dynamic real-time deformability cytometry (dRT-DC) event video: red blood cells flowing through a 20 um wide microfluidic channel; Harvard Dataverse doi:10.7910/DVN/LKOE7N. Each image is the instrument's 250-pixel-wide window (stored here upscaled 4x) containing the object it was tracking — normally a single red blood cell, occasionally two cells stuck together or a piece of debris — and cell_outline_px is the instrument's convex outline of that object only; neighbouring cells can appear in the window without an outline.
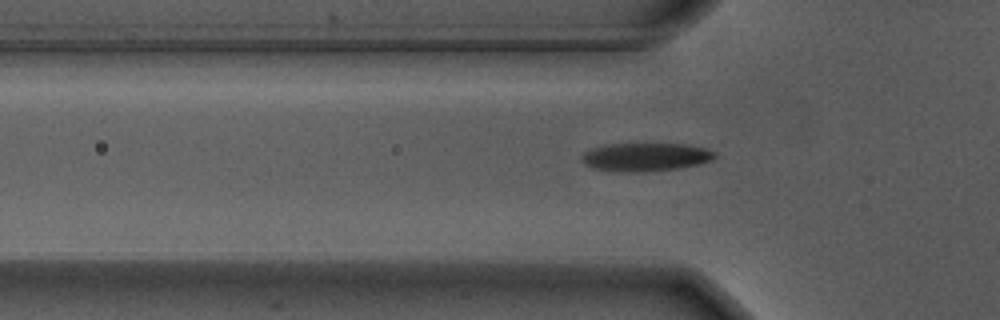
{"species": "Egyptian fruit bat (a non-hibernating species)", "species_latin": "Rousettus aegyptiacus", "temperature_condition": "warm", "stored_images_in_passage": 45, "camera_frame_rate_fps": 3000, "um_per_image_px": 0.085, "animal": {"sex": "male"}, "frame": {"image": 1, "passage_image": 17, "time_ms": 5.333, "image_size_px": [1000, 320], "cell_outline_px": [[716, 156], [712, 160], [700, 164], [680, 168], [644, 172], [628, 172], [592, 168], [584, 164], [580, 160], [580, 156], [584, 152], [592, 148], [608, 144], [684, 144], [708, 148], [716, 152]], "centroid_in_image_um": [54.88, 13.35], "position_along_channel_um": 70.9, "area_um2": 22.14}}
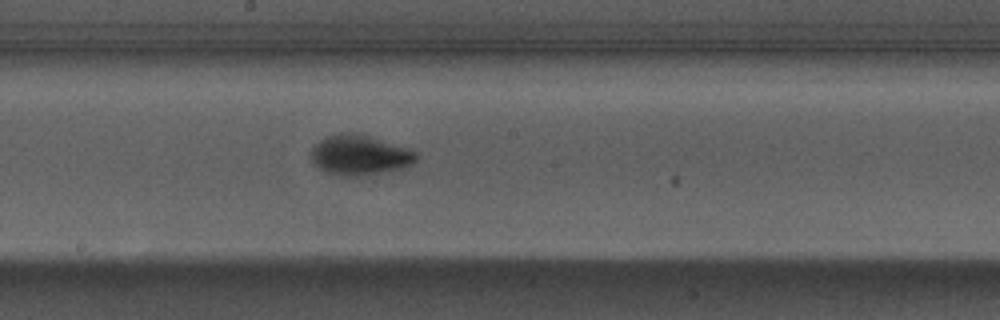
{"frame": {"image": 2, "passage_image": 29, "time_ms": 9.333, "image_size_px": [1000, 320], "cell_outline_px": [[416, 160], [408, 168], [356, 176], [340, 176], [328, 172], [320, 168], [312, 160], [312, 148], [320, 140], [328, 136], [348, 132], [368, 136], [408, 148], [416, 152]], "centroid_in_image_um": [30.61, 13.19], "position_along_channel_um": 217.6, "area_um2": 24.1}}
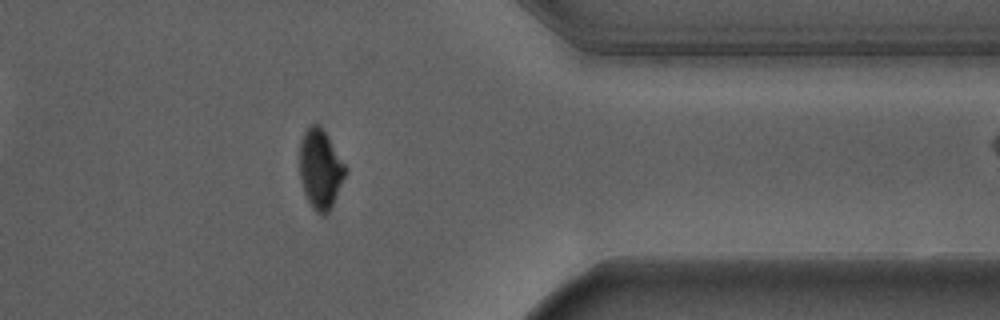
{"frame": {"image": 3, "passage_image": 44, "time_ms": 14.333, "image_size_px": [1000, 320], "cell_outline_px": [[348, 168], [332, 204], [328, 212], [324, 216], [320, 216], [312, 208], [304, 192], [300, 180], [300, 140], [304, 132], [312, 124], [320, 124], [328, 136]], "centroid_in_image_um": [27.22, 14.36], "position_along_channel_um": 384.2, "area_um2": 21.15}}